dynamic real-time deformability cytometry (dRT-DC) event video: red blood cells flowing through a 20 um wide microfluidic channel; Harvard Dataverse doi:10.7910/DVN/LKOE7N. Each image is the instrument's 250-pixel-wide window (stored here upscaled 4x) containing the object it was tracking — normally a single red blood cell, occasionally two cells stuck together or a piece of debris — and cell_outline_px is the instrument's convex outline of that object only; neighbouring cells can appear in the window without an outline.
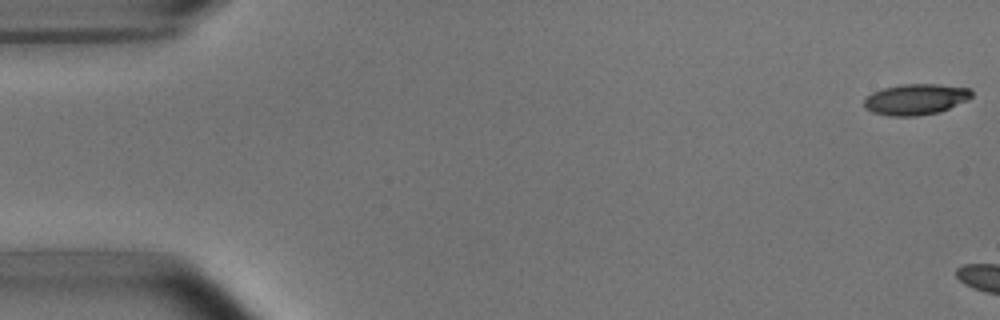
{"species": "common noctule bat (a hibernating species)", "species_latin": "Nyctalus noctula", "temperature_condition": "room temperature", "stored_images_in_passage": 11, "camera_frame_rate_fps": 3000, "um_per_image_px": 0.085, "animal": {"sex": "male", "body_mass_g": 15.6}, "frame": {"image": 1, "passage_image": 1, "time_ms": 0.0, "image_size_px": [1000, 320], "cell_outline_px": [[972, 96], [968, 100], [940, 112], [916, 116], [888, 116], [872, 112], [864, 108], [864, 100], [872, 92], [884, 88], [900, 84], [936, 84], [968, 88], [972, 92]], "centroid_in_image_um": [77.82, 8.45], "position_along_channel_um": 7.2, "area_um2": 19.42}}